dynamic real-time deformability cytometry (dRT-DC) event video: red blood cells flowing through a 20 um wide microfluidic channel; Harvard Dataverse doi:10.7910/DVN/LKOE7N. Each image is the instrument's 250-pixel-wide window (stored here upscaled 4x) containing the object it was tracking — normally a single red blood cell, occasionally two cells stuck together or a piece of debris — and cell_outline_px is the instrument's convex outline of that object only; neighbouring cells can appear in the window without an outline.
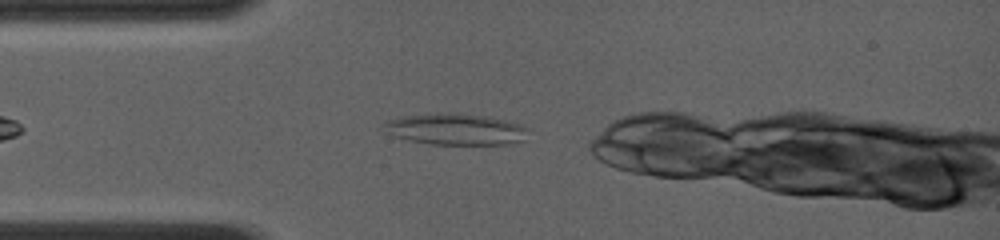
{"species": "common noctule bat (a hibernating species)", "species_latin": "Nyctalus noctula", "temperature_condition": "room temperature", "stored_images_in_passage": 41, "camera_frame_rate_fps": 4000, "um_per_image_px": 0.085, "animal": {"sex": "female", "body_mass_g": 19.0, "forearm_length_mm": 56.7}, "frame": {"image": 1, "passage_image": 1, "time_ms": 0.0, "image_size_px": [1000, 240], "cell_outline_px": [[528, 128], [524, 140], [508, 144], [432, 144], [408, 140], [392, 136], [384, 132], [384, 124], [388, 120], [404, 116], [436, 112], [456, 112], [492, 116], [520, 124]], "centroid_in_image_um": [38.72, 10.96], "position_along_channel_um": 46.3, "area_um2": 26.76}}
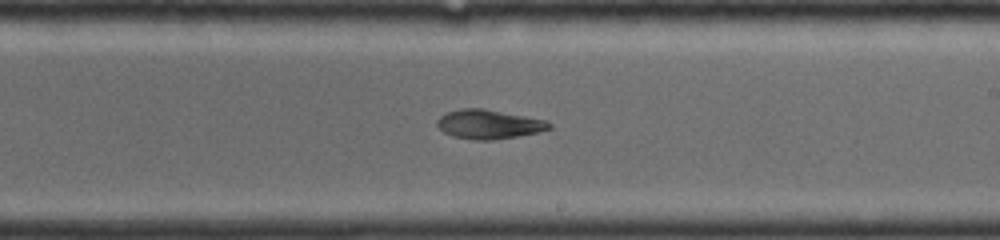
{"frame": {"image": 2, "passage_image": 21, "time_ms": 5.0, "image_size_px": [1000, 240], "cell_outline_px": [[552, 128], [536, 132], [516, 136], [492, 140], [472, 140], [452, 136], [444, 132], [436, 124], [436, 120], [440, 116], [448, 112], [464, 108], [484, 108], [548, 120], [552, 124]], "centroid_in_image_um": [41.55, 10.56], "position_along_channel_um": 247.4, "area_um2": 19.07}}
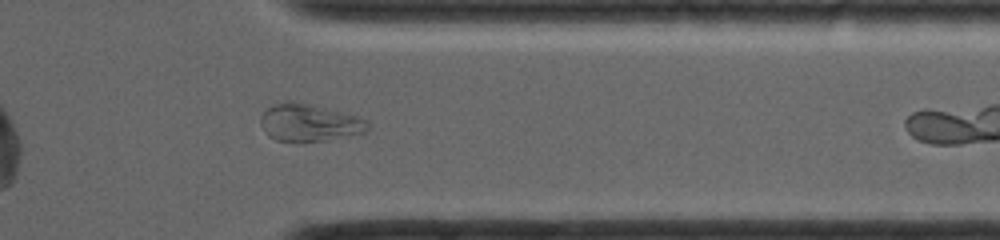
{"frame": {"image": 3, "passage_image": 34, "time_ms": 8.25, "image_size_px": [1000, 240], "cell_outline_px": [[368, 132], [328, 140], [300, 144], [296, 144], [276, 140], [268, 136], [264, 132], [260, 124], [260, 116], [268, 108], [276, 104], [288, 100], [308, 104], [360, 116], [368, 120]], "centroid_in_image_um": [26.29, 10.47], "position_along_channel_um": 385.1, "area_um2": 23.93}, "authors_computed_cell_mechanics": {"area_um2": 19.5364, "velocity_mm_per_s": 4.2205, "shape_relaxation_time_tau1_ms": null, "shape_relaxation_time_tau2_ms": 6.2797, "deformation_change_tau1": null, "deformation_change_tau2": 0.1339}}